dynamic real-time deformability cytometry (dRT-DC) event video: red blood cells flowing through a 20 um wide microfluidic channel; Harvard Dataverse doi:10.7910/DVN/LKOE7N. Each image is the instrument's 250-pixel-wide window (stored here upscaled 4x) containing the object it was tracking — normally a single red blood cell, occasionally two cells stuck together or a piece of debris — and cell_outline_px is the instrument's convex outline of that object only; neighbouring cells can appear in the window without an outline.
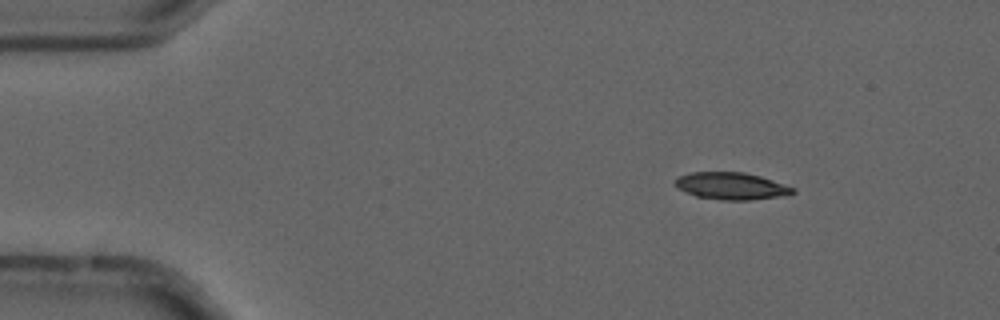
{"species": "common noctule bat (a hibernating species)", "species_latin": "Nyctalus noctula", "temperature_condition": "cold", "stored_images_in_passage": 3, "camera_frame_rate_fps": 3000, "um_per_image_px": 0.085, "animal": {"sex": "male", "forearm_length_mm": 52.5}, "frame": {"image": 1, "passage_image": 2, "time_ms": 0.333, "image_size_px": [1000, 320], "cell_outline_px": [[796, 192], [788, 196], [748, 200], [720, 200], [696, 196], [676, 188], [672, 184], [676, 176], [692, 172], [744, 172], [760, 176], [796, 188]], "centroid_in_image_um": [62.15, 15.81], "position_along_channel_um": 22.9, "area_um2": 18.96}}